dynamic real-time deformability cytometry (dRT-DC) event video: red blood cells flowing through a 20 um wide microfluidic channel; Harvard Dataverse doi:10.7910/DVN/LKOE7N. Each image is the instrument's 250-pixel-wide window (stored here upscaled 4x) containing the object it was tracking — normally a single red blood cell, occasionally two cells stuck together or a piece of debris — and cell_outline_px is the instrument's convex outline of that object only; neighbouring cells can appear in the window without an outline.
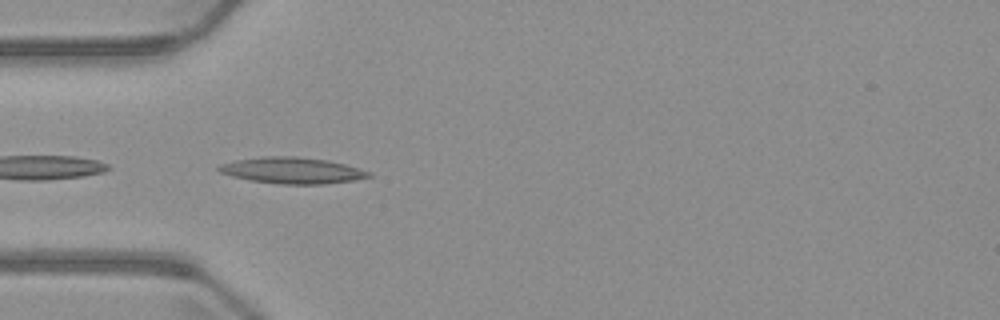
{"species": "common noctule bat (a hibernating species)", "species_latin": "Nyctalus noctula", "temperature_condition": "warm", "stored_images_in_passage": 6, "camera_frame_rate_fps": 3000, "um_per_image_px": 0.085, "animal": {"sex": "male", "body_mass_g": 23.1, "forearm_length_mm": 52.7}, "frame": {"image": 1, "passage_image": 5, "time_ms": 4.667, "image_size_px": [1000, 320], "cell_outline_px": [[372, 176], [352, 180], [324, 184], [280, 184], [252, 180], [232, 176], [220, 172], [216, 168], [220, 164], [236, 160], [264, 156], [296, 156], [328, 160], [344, 164], [372, 172]], "centroid_in_image_um": [24.83, 14.48], "position_along_channel_um": 60.2, "area_um2": 22.77}}
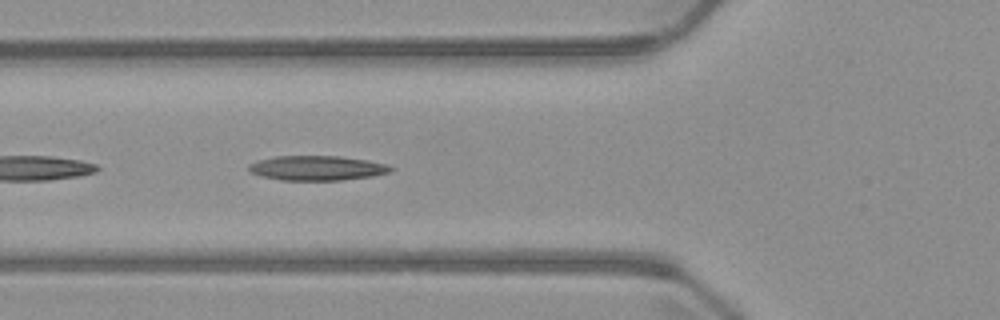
{"frame": {"image": 2, "passage_image": 6, "time_ms": 5.667, "image_size_px": [1000, 320], "cell_outline_px": [[396, 168], [392, 172], [372, 176], [340, 180], [280, 180], [260, 176], [252, 172], [248, 168], [248, 164], [256, 160], [276, 156], [340, 156], [368, 160], [388, 164]], "centroid_in_image_um": [26.98, 14.28], "position_along_channel_um": 98.8, "area_um2": 20.63}}